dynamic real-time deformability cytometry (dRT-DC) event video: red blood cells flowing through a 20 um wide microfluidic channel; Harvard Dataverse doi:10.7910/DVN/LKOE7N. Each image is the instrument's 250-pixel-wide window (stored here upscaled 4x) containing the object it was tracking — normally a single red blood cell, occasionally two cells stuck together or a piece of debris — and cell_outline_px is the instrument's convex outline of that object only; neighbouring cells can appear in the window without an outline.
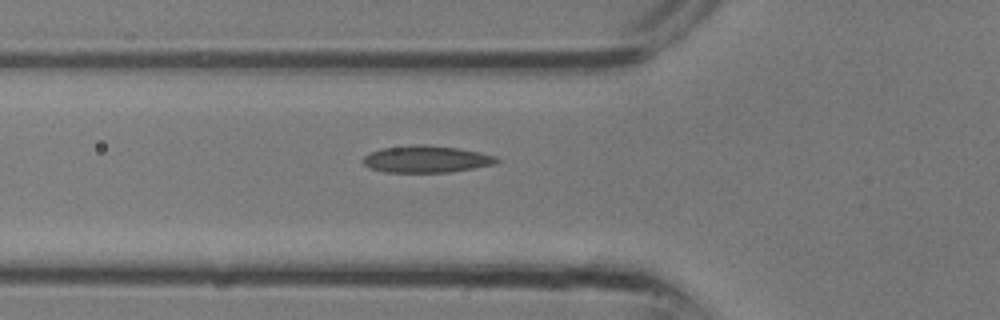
{"species": "common noctule bat (a hibernating species)", "species_latin": "Nyctalus noctula", "temperature_condition": "room temperature", "stored_images_in_passage": 9, "camera_frame_rate_fps": 3000, "um_per_image_px": 0.085, "animal": {"sex": "male", "body_mass_g": 13.3}, "frame": {"image": 1, "passage_image": 3, "time_ms": 0.667, "image_size_px": [1000, 320], "cell_outline_px": [[500, 160], [496, 164], [448, 172], [384, 172], [368, 168], [360, 160], [368, 152], [380, 148], [416, 144], [428, 144], [460, 148], [480, 152], [496, 156]], "centroid_in_image_um": [36.19, 13.51], "position_along_channel_um": 89.6, "area_um2": 21.33}}
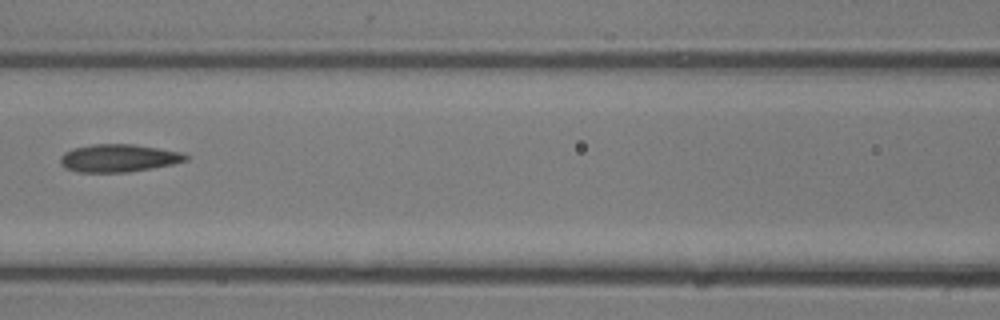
{"frame": {"image": 2, "passage_image": 6, "time_ms": 1.667, "image_size_px": [1000, 320], "cell_outline_px": [[188, 160], [172, 164], [152, 168], [128, 172], [80, 172], [64, 168], [60, 164], [60, 156], [64, 152], [72, 148], [92, 144], [132, 144], [160, 148], [184, 152], [188, 156]], "centroid_in_image_um": [10.07, 13.43], "position_along_channel_um": 156.5, "area_um2": 20.46}}
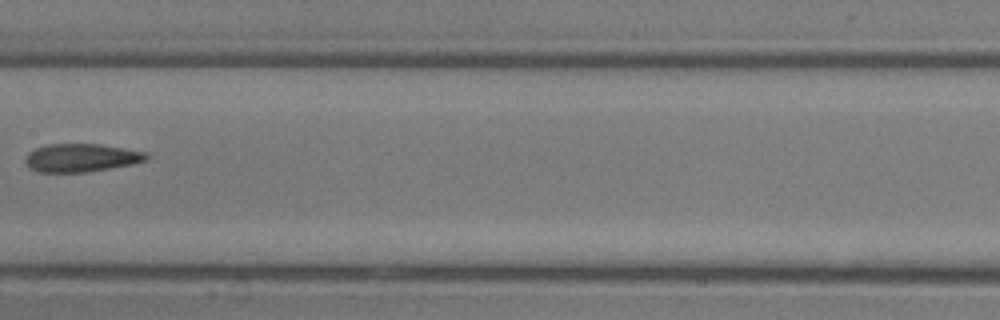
{"frame": {"image": 3, "passage_image": 8, "time_ms": 2.333, "image_size_px": [1000, 320], "cell_outline_px": [[152, 156], [148, 160], [132, 164], [88, 172], [40, 172], [28, 168], [24, 160], [28, 152], [36, 148], [48, 144], [100, 144], [148, 152]], "centroid_in_image_um": [6.94, 13.41], "position_along_channel_um": 200.5, "area_um2": 20.11}}